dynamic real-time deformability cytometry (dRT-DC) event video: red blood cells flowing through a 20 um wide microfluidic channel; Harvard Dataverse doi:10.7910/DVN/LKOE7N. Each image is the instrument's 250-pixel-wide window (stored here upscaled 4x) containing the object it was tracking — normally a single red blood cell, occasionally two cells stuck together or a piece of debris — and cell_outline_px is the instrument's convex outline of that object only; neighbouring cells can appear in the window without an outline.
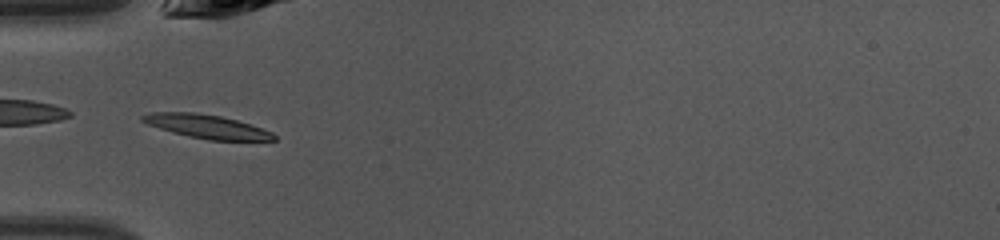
{"species": "common noctule bat (a hibernating species)", "species_latin": "Nyctalus noctula", "temperature_condition": "warm", "stored_images_in_passage": 45, "segment_of_instrument_passage": [2, 2], "camera_frame_rate_fps": 3000, "um_per_image_px": 0.085, "animal": {"sex": "female", "body_mass_g": 10.0, "forearm_length_mm": 53.1}, "frame": {"image": 1, "passage_image": 15, "time_ms": 4.667, "image_size_px": [1000, 240], "cell_outline_px": [[276, 140], [208, 140], [188, 136], [172, 132], [148, 124], [140, 120], [140, 116], [152, 112], [196, 112], [220, 116], [236, 120], [272, 132], [276, 136]], "centroid_in_image_um": [17.54, 10.75], "position_along_channel_um": 67.5, "area_um2": 17.92}}
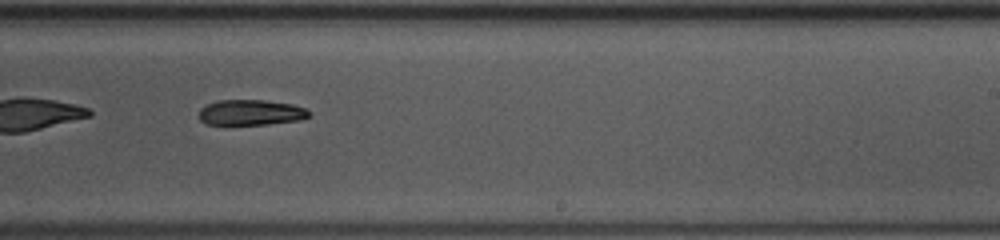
{"frame": {"image": 2, "passage_image": 29, "time_ms": 9.333, "image_size_px": [1000, 240], "cell_outline_px": [[308, 116], [300, 120], [268, 124], [204, 124], [200, 120], [200, 108], [216, 100], [264, 100], [292, 104], [304, 108], [308, 112]], "centroid_in_image_um": [21.28, 9.55], "position_along_channel_um": 267.7, "area_um2": 16.18}}
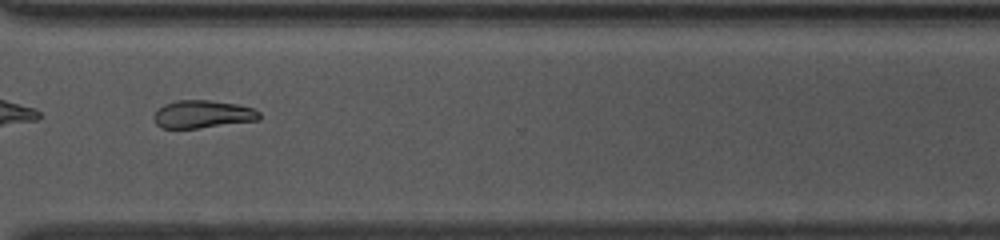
{"frame": {"image": 3, "passage_image": 35, "time_ms": 11.333, "image_size_px": [1000, 240], "cell_outline_px": [[260, 120], [196, 128], [160, 128], [156, 124], [152, 116], [164, 104], [176, 100], [208, 100], [236, 104], [252, 108], [260, 112]], "centroid_in_image_um": [17.21, 9.71], "position_along_channel_um": 353.4, "area_um2": 16.99}}